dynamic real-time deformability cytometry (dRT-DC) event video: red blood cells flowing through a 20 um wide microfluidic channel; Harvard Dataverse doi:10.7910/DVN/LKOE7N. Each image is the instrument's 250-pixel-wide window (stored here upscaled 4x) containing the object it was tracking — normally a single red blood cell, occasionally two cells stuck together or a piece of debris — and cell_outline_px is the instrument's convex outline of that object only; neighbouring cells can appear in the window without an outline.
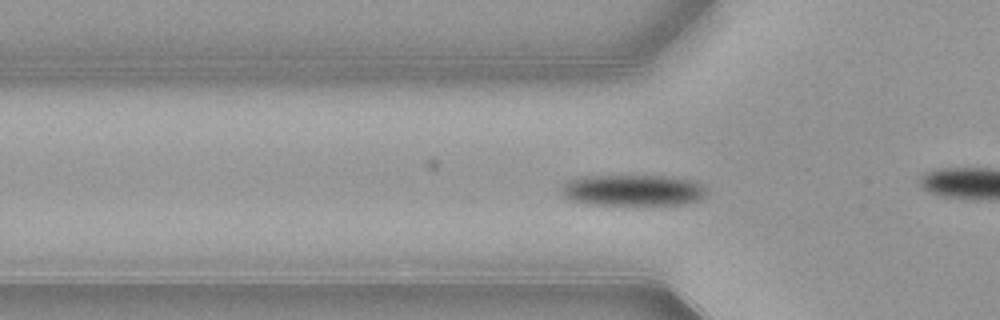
{"species": "common noctule bat (a hibernating species)", "species_latin": "Nyctalus noctula", "temperature_condition": "warm", "stored_images_in_passage": 53, "camera_frame_rate_fps": 3000, "um_per_image_px": 0.085, "animal": {"sex": "female", "body_mass_g": 21.9}, "frame": {"image": 1, "passage_image": 16, "time_ms": 5.0, "image_size_px": [1000, 320], "cell_outline_px": [[704, 192], [700, 200], [688, 204], [632, 208], [584, 204], [568, 200], [560, 192], [560, 188], [568, 180], [588, 176], [672, 176], [692, 180], [700, 184], [704, 188]], "centroid_in_image_um": [53.76, 16.24], "position_along_channel_um": 72.0, "area_um2": 27.86}}
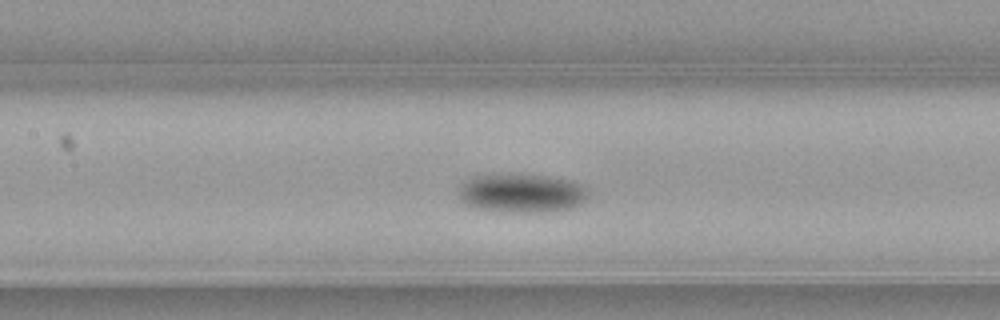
{"frame": {"image": 2, "passage_image": 23, "time_ms": 7.333, "image_size_px": [1000, 320], "cell_outline_px": [[588, 196], [584, 204], [572, 208], [544, 212], [500, 212], [476, 208], [464, 204], [460, 200], [460, 184], [464, 180], [472, 176], [492, 172], [548, 176], [572, 180], [584, 184], [588, 188]], "centroid_in_image_um": [44.34, 16.39], "position_along_channel_um": 163.1, "area_um2": 30.52}, "authors_computed_cell_mechanics": {"area_um2": 25.9522, "velocity_mm_per_s": 3.843, "shape_relaxation_time_tau1_ms": 2.2157, "shape_relaxation_time_tau2_ms": null, "deformation_change_tau1": 0.1172, "deformation_change_tau2": null}}